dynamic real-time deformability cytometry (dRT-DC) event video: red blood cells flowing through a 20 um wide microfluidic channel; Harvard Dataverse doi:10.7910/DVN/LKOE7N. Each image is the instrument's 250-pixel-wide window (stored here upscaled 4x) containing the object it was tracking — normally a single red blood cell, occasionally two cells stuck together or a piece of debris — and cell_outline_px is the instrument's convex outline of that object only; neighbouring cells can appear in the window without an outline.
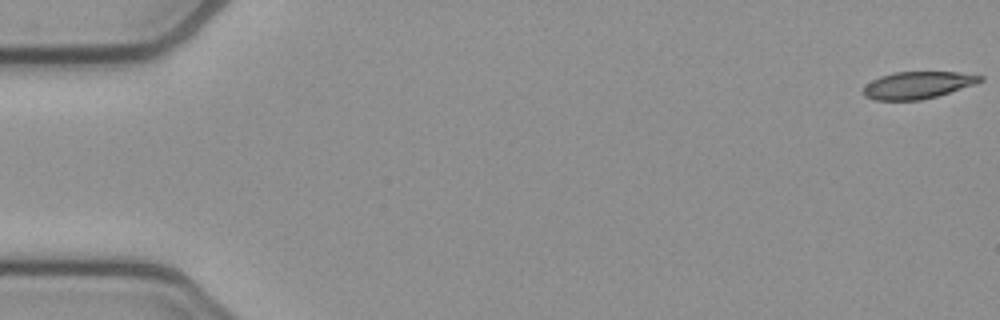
{"species": "common noctule bat (a hibernating species)", "species_latin": "Nyctalus noctula", "temperature_condition": "cold", "stored_images_in_passage": 54, "camera_frame_rate_fps": 3000, "um_per_image_px": 0.085, "animal": {"sex": "female", "body_mass_g": 21.9}, "frame": {"image": 1, "passage_image": 1, "time_ms": 0.0, "image_size_px": [1000, 320], "cell_outline_px": [[984, 80], [976, 84], [936, 96], [920, 100], [872, 100], [864, 96], [864, 88], [872, 80], [880, 76], [896, 72], [960, 72], [984, 76]], "centroid_in_image_um": [78.03, 7.23], "position_along_channel_um": 7.0, "area_um2": 18.38}}
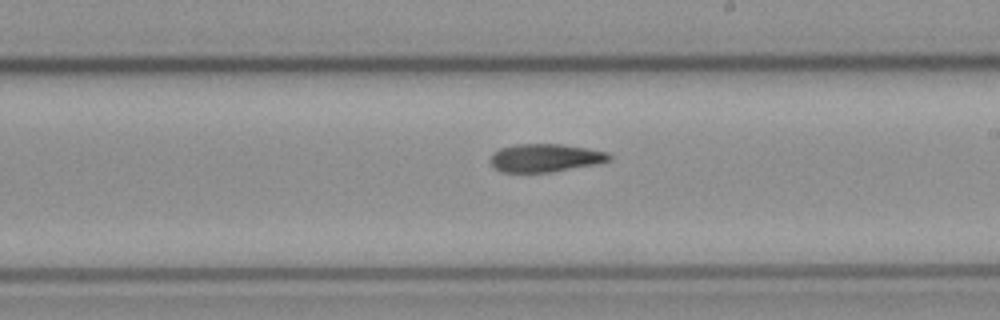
{"frame": {"image": 2, "passage_image": 31, "time_ms": 10.0, "image_size_px": [1000, 320], "cell_outline_px": [[612, 160], [600, 164], [552, 172], [500, 172], [492, 168], [492, 152], [500, 148], [516, 144], [560, 144], [588, 148], [608, 152], [612, 156]], "centroid_in_image_um": [46.39, 13.43], "position_along_channel_um": 242.6, "area_um2": 19.77}}
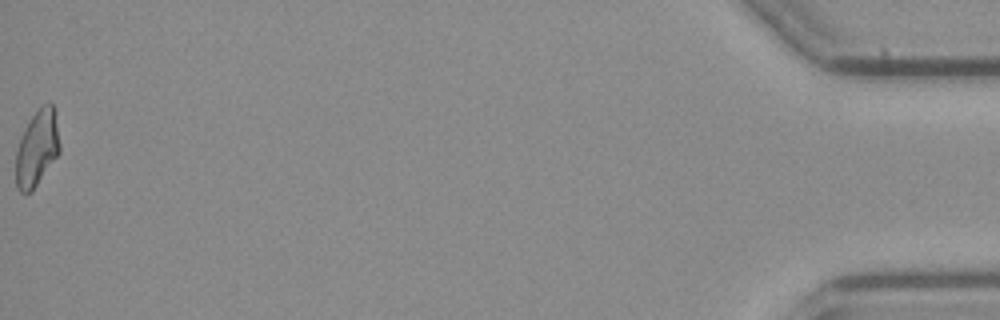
{"frame": {"image": 3, "passage_image": 54, "time_ms": 17.667, "image_size_px": [1000, 320], "cell_outline_px": [[60, 152], [32, 192], [20, 192], [16, 188], [16, 152], [20, 140], [32, 116], [44, 104], [52, 104], [56, 112], [60, 144]], "centroid_in_image_um": [3.17, 12.63], "position_along_channel_um": 432.0, "area_um2": 19.25}, "authors_computed_cell_mechanics": {"area_um2": 19.941, "velocity_mm_per_s": 3.8486, "shape_relaxation_time_tau1_ms": 10.2179, "shape_relaxation_time_tau2_ms": 8.4988, "deformation_change_tau1": 0.2268, "deformation_change_tau2": 0.1967}}